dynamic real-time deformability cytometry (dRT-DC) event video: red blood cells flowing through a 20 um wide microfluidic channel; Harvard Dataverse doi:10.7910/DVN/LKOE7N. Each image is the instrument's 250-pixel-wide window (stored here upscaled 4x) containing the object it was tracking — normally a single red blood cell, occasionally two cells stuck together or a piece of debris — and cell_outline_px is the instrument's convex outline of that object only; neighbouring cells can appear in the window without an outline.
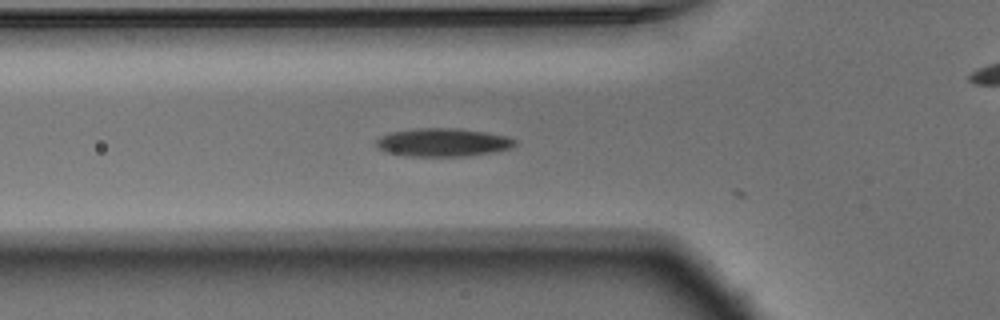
{"species": "Egyptian fruit bat (a non-hibernating species)", "species_latin": "Rousettus aegyptiacus", "temperature_condition": "warm", "stored_images_in_passage": 4, "camera_frame_rate_fps": 3000, "um_per_image_px": 0.085, "animal": {"sex": "male"}, "frame": {"image": 1, "passage_image": 3, "time_ms": 0.667, "image_size_px": [1000, 320], "cell_outline_px": [[516, 144], [512, 148], [496, 152], [468, 156], [404, 156], [384, 152], [376, 148], [376, 140], [380, 136], [392, 132], [420, 128], [456, 128], [484, 132], [504, 136], [516, 140]], "centroid_in_image_um": [37.62, 12.12], "position_along_channel_um": 88.2, "area_um2": 22.95}}